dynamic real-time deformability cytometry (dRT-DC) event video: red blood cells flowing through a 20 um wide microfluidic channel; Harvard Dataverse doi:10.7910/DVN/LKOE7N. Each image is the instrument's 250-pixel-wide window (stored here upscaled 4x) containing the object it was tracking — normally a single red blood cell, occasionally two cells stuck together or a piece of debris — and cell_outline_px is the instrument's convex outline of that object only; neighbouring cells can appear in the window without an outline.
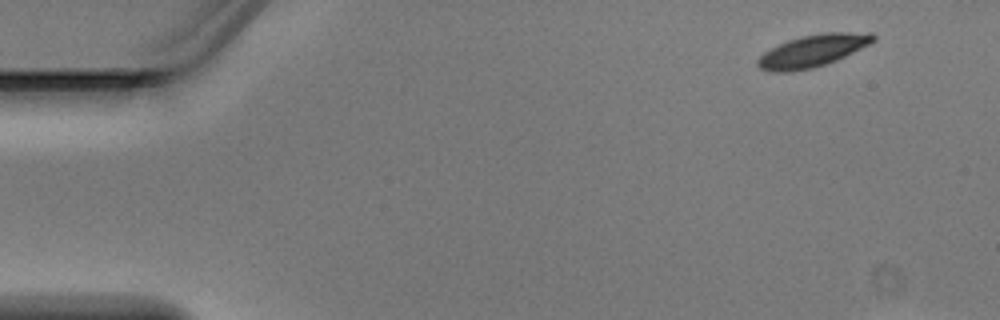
{"species": "Egyptian fruit bat (a non-hibernating species)", "species_latin": "Rousettus aegyptiacus", "temperature_condition": "warm", "stored_images_in_passage": 8, "camera_frame_rate_fps": 3000, "um_per_image_px": 0.085, "animal": {"sex": "male"}, "frame": {"image": 1, "passage_image": 1, "time_ms": 0.0, "image_size_px": [1000, 320], "cell_outline_px": [[876, 40], [836, 60], [812, 68], [788, 72], [772, 72], [760, 68], [756, 64], [756, 60], [764, 52], [788, 40], [800, 36], [824, 32], [872, 32], [876, 36]], "centroid_in_image_um": [69.07, 4.31], "position_along_channel_um": 15.9, "area_um2": 21.5}}
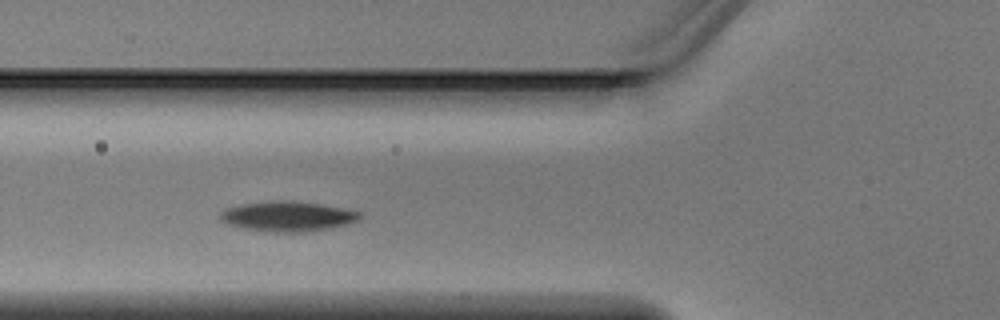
{"frame": {"image": 2, "passage_image": 6, "time_ms": 1.667, "image_size_px": [1000, 320], "cell_outline_px": [[360, 220], [348, 224], [328, 228], [300, 232], [272, 232], [244, 228], [228, 224], [220, 220], [220, 212], [228, 208], [244, 204], [320, 204], [360, 212]], "centroid_in_image_um": [24.47, 18.45], "position_along_channel_um": 101.3, "area_um2": 22.77}}
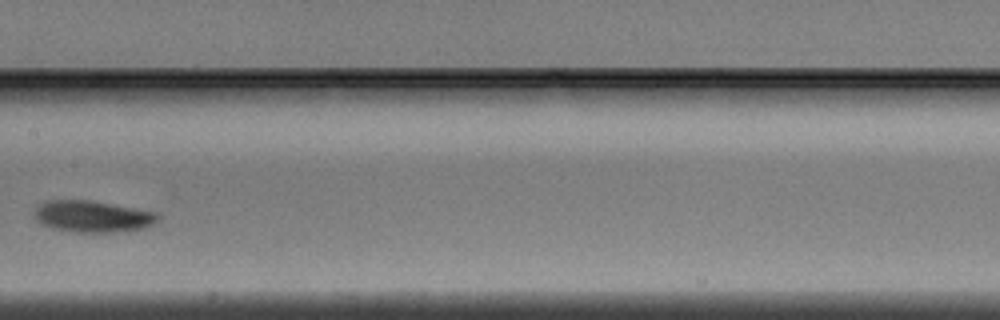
{"frame": {"image": 3, "passage_image": 8, "time_ms": 2.333, "image_size_px": [1000, 320], "cell_outline_px": [[160, 220], [144, 228], [116, 232], [68, 232], [52, 228], [36, 220], [32, 212], [36, 204], [44, 200], [92, 200], [160, 212]], "centroid_in_image_um": [7.86, 18.38], "position_along_channel_um": 199.5, "area_um2": 23.35}}